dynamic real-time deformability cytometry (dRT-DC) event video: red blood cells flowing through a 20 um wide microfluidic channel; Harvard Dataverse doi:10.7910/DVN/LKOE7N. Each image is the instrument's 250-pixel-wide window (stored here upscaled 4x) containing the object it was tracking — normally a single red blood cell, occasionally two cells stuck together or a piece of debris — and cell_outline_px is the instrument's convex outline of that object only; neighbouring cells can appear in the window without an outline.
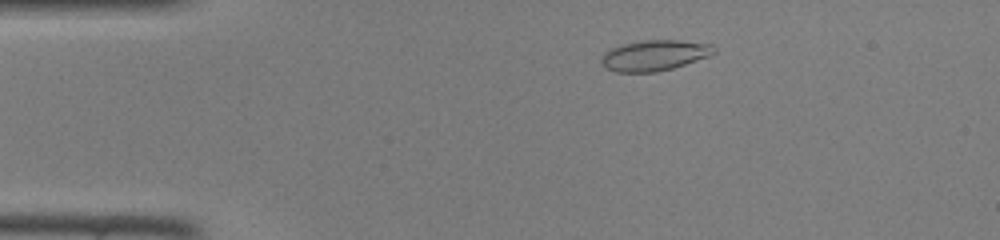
{"species": "common noctule bat (a hibernating species)", "species_latin": "Nyctalus noctula", "temperature_condition": "room temperature", "stored_images_in_passage": 44, "camera_frame_rate_fps": 3000, "um_per_image_px": 0.085, "animal": {"sex": "female", "body_mass_g": 22.0, "forearm_length_mm": 56.7}, "frame": {"image": 1, "passage_image": 6, "time_ms": 1.667, "image_size_px": [1000, 240], "cell_outline_px": [[716, 52], [708, 56], [672, 68], [656, 72], [616, 72], [604, 68], [600, 64], [600, 60], [604, 52], [620, 44], [644, 40], [676, 40], [712, 44], [716, 48]], "centroid_in_image_um": [55.58, 4.7], "position_along_channel_um": 29.4, "area_um2": 20.17}}
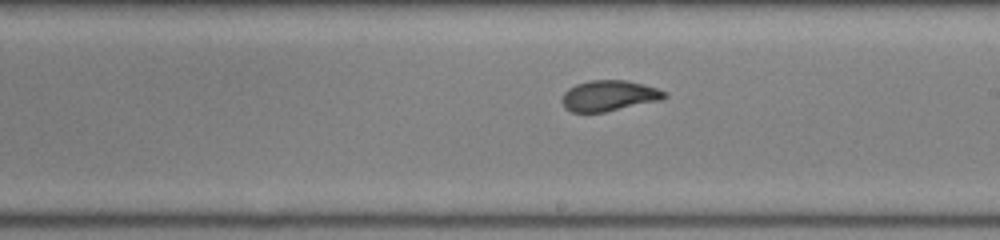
{"frame": {"image": 2, "passage_image": 24, "time_ms": 7.667, "image_size_px": [1000, 240], "cell_outline_px": [[668, 96], [660, 100], [604, 112], [572, 112], [564, 108], [560, 100], [564, 92], [568, 88], [576, 84], [588, 80], [628, 80], [644, 84], [668, 92]], "centroid_in_image_um": [51.74, 8.13], "position_along_channel_um": 237.3, "area_um2": 18.5}}
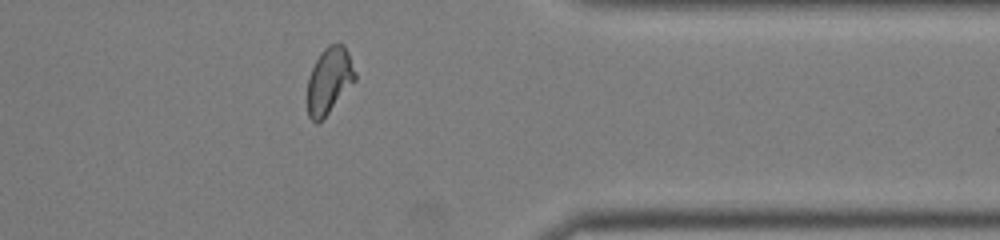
{"frame": {"image": 3, "passage_image": 35, "time_ms": 11.333, "image_size_px": [1000, 240], "cell_outline_px": [[356, 80], [328, 112], [316, 124], [308, 116], [308, 76], [320, 52], [328, 44], [344, 44], [348, 52], [356, 72]], "centroid_in_image_um": [27.98, 6.8], "position_along_channel_um": 383.4, "area_um2": 18.21}}